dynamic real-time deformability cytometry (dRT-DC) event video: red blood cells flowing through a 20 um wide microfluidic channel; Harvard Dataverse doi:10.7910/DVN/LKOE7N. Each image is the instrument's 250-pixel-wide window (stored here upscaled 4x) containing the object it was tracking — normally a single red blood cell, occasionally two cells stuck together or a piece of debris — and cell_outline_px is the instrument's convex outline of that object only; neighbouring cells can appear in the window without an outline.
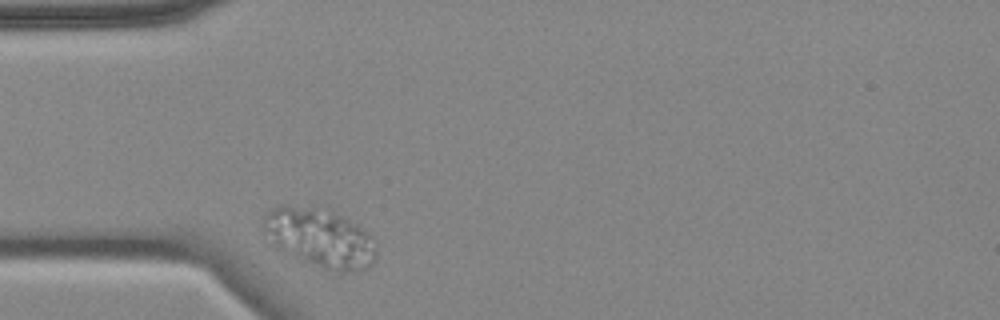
{"species": "common noctule bat (a hibernating species)", "species_latin": "Nyctalus noctula", "temperature_condition": "cold", "stored_images_in_passage": 1, "camera_frame_rate_fps": 3000, "um_per_image_px": 0.085, "animal": {"sex": "female", "body_mass_g": 18.4}, "frame": {"image": 1, "passage_image": 1, "time_ms": 0.0, "image_size_px": [1000, 320], "cell_outline_px": [[376, 260], [372, 264], [348, 272], [340, 272], [324, 268], [276, 252], [272, 248], [264, 232], [264, 216], [272, 208], [280, 204], [284, 204], [332, 208], [368, 232], [372, 236], [376, 248]], "centroid_in_image_um": [27.13, 20.18], "position_along_channel_um": 57.9, "area_um2": 39.77}}